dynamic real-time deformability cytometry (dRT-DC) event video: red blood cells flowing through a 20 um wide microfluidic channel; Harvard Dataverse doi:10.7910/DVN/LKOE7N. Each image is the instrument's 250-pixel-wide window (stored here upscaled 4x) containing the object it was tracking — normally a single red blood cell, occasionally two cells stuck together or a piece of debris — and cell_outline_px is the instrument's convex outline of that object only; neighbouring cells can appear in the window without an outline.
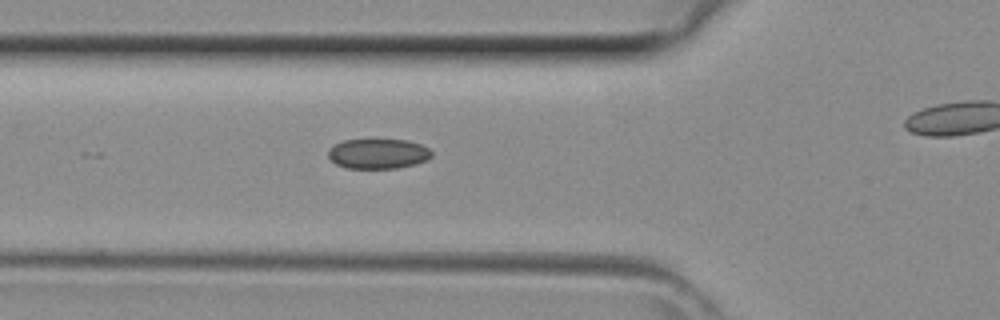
{"species": "common noctule bat (a hibernating species)", "species_latin": "Nyctalus noctula", "temperature_condition": "room temperature", "stored_images_in_passage": 21, "camera_frame_rate_fps": 3000, "um_per_image_px": 0.085, "animal": {"sex": "female", "body_mass_g": 29.2, "forearm_length_mm": 56.3}, "frame": {"image": 1, "passage_image": 15, "time_ms": 4.667, "image_size_px": [1000, 320], "cell_outline_px": [[432, 156], [428, 160], [416, 164], [396, 168], [348, 168], [336, 164], [328, 156], [328, 148], [344, 140], [404, 140], [420, 144], [428, 148], [432, 152]], "centroid_in_image_um": [32.15, 13.07], "position_along_channel_um": 93.7, "area_um2": 17.98}}
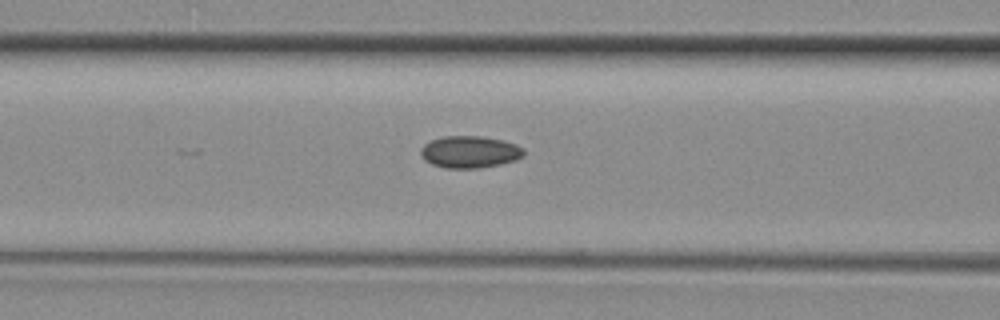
{"frame": {"image": 2, "passage_image": 17, "time_ms": 5.333, "image_size_px": [1000, 320], "cell_outline_px": [[524, 156], [516, 160], [500, 164], [476, 168], [444, 168], [432, 164], [424, 160], [420, 152], [420, 148], [424, 144], [432, 140], [444, 136], [484, 136], [504, 140], [516, 144], [524, 148]], "centroid_in_image_um": [39.94, 12.91], "position_along_channel_um": 126.7, "area_um2": 19.36}}
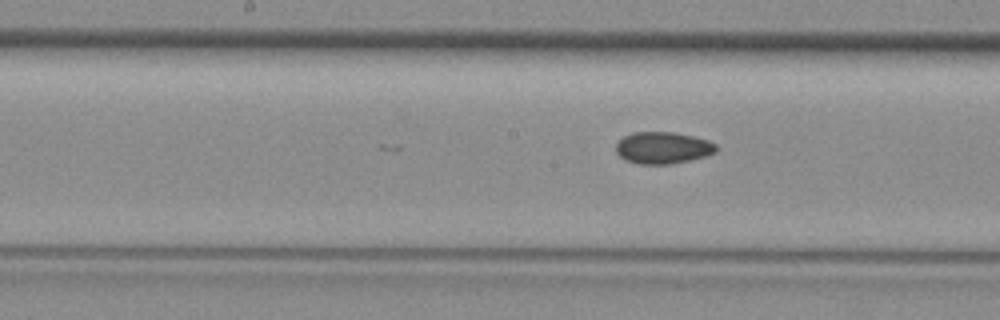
{"frame": {"image": 3, "passage_image": 21, "time_ms": 6.667, "image_size_px": [1000, 320], "cell_outline_px": [[716, 152], [704, 156], [688, 160], [668, 164], [640, 164], [624, 160], [616, 152], [616, 144], [624, 136], [632, 132], [672, 132], [692, 136], [708, 140], [716, 144]], "centroid_in_image_um": [56.31, 12.56], "position_along_channel_um": 191.9, "area_um2": 18.44}}